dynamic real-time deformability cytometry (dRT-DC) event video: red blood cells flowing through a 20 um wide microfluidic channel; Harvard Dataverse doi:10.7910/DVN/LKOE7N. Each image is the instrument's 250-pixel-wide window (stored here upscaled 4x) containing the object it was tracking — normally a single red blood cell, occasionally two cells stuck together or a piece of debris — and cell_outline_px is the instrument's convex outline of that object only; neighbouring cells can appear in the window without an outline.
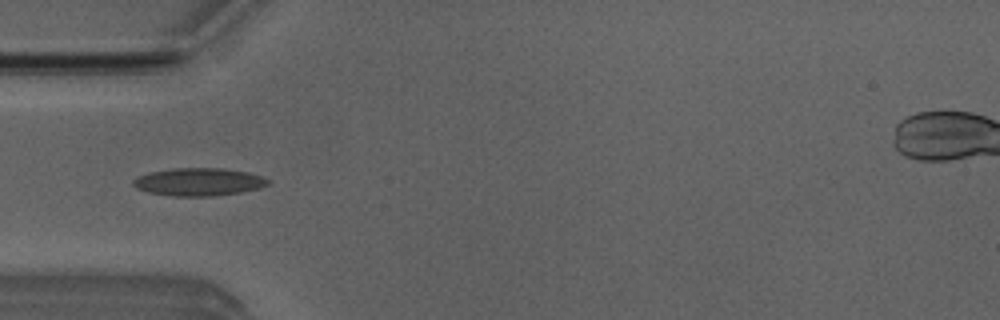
{"species": "Egyptian fruit bat (a non-hibernating species)", "species_latin": "Rousettus aegyptiacus", "temperature_condition": "room temperature", "stored_images_in_passage": 42, "camera_frame_rate_fps": 3000, "um_per_image_px": 0.085, "animal": {"sex": "male"}, "frame": {"image": 1, "passage_image": 7, "time_ms": 2.0, "image_size_px": [1000, 320], "cell_outline_px": [[272, 180], [268, 184], [260, 188], [240, 192], [216, 196], [172, 196], [148, 192], [136, 188], [132, 184], [132, 180], [140, 176], [152, 172], [172, 168], [220, 168], [248, 172]], "centroid_in_image_um": [16.91, 15.46], "position_along_channel_um": 68.1, "area_um2": 21.79}}
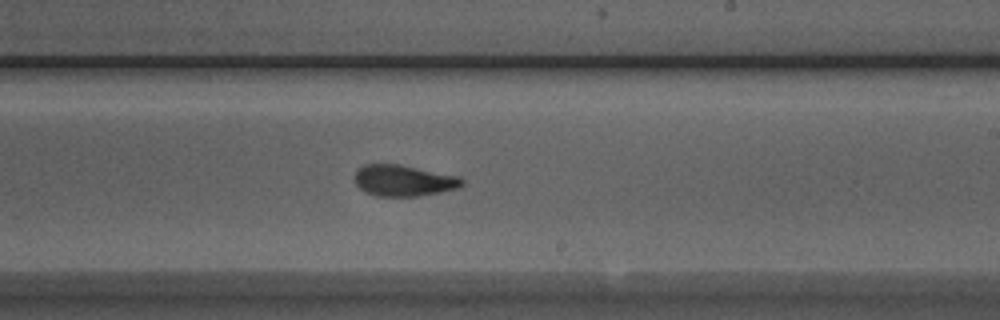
{"frame": {"image": 2, "passage_image": 21, "time_ms": 6.667, "image_size_px": [1000, 320], "cell_outline_px": [[464, 184], [460, 188], [420, 196], [376, 196], [364, 192], [356, 184], [356, 172], [364, 164], [400, 164], [460, 176], [464, 180]], "centroid_in_image_um": [34.36, 15.35], "position_along_channel_um": 254.6, "area_um2": 19.65}}
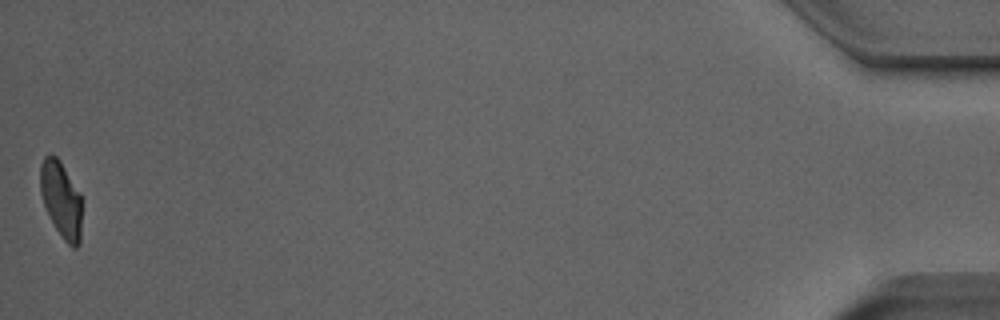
{"frame": {"image": 3, "passage_image": 42, "time_ms": 13.667, "image_size_px": [1000, 320], "cell_outline_px": [[80, 244], [76, 248], [72, 248], [64, 240], [56, 228], [44, 204], [40, 192], [40, 164], [44, 156], [56, 156], [60, 160], [80, 192]], "centroid_in_image_um": [5.19, 16.94], "position_along_channel_um": 430.0, "area_um2": 18.21}, "authors_computed_cell_mechanics": {"area_um2": 19.652, "velocity_mm_per_s": 3.9865, "shape_relaxation_time_tau1_ms": 4.9085, "shape_relaxation_time_tau2_ms": 1.411, "deformation_change_tau1": 0.1478, "deformation_change_tau2": 0.0749}}